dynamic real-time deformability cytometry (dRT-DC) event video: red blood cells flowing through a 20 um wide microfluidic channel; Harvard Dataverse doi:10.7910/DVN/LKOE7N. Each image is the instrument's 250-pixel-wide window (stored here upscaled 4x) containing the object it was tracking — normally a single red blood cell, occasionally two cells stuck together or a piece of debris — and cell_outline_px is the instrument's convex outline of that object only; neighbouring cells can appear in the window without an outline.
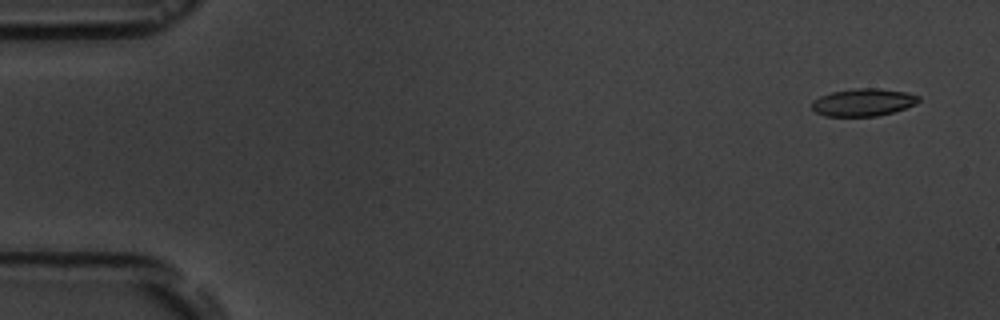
{"species": "common noctule bat (a hibernating species)", "species_latin": "Nyctalus noctula", "temperature_condition": "room temperature", "stored_images_in_passage": 3, "camera_frame_rate_fps": 3000, "um_per_image_px": 0.085, "animal": {"sex": "male", "body_mass_g": 19.5, "forearm_length_mm": 54.6}, "frame": {"image": 1, "passage_image": 1, "time_ms": 0.0, "image_size_px": [1000, 320], "cell_outline_px": [[920, 100], [916, 104], [892, 112], [876, 116], [824, 116], [816, 112], [812, 108], [812, 100], [820, 96], [832, 92], [856, 88], [876, 88], [904, 92], [920, 96]], "centroid_in_image_um": [73.35, 8.7], "position_along_channel_um": 11.6, "area_um2": 16.99}}